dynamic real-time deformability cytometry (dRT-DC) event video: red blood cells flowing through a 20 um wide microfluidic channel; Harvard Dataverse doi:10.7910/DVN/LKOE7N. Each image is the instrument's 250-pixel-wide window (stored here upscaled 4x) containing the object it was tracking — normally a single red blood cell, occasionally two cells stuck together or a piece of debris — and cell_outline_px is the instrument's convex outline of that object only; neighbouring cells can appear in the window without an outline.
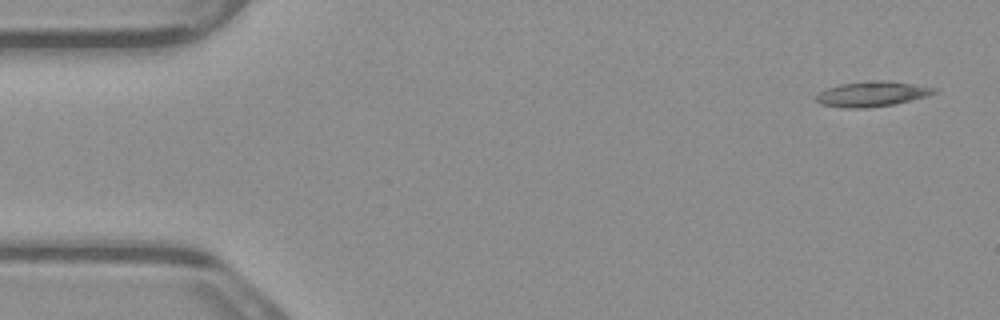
{"species": "common noctule bat (a hibernating species)", "species_latin": "Nyctalus noctula", "temperature_condition": "warm", "stored_images_in_passage": 5, "camera_frame_rate_fps": 3000, "um_per_image_px": 0.085, "animal": {"sex": "male", "body_mass_g": 23.1, "forearm_length_mm": 52.7}, "frame": {"image": 1, "passage_image": 1, "time_ms": 0.0, "image_size_px": [1000, 320], "cell_outline_px": [[936, 92], [912, 100], [896, 104], [868, 108], [844, 108], [820, 104], [812, 96], [828, 88], [840, 84], [876, 80], [888, 80], [936, 88]], "centroid_in_image_um": [74.07, 8.0], "position_along_channel_um": 10.9, "area_um2": 17.28}}
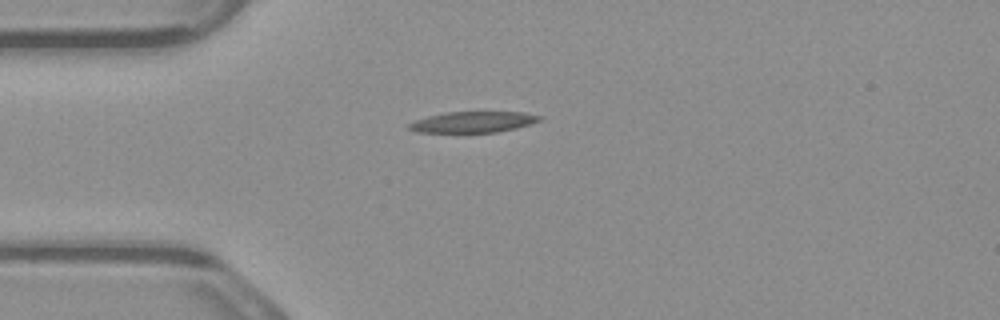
{"frame": {"image": 2, "passage_image": 4, "time_ms": 1.0, "image_size_px": [1000, 320], "cell_outline_px": [[544, 120], [532, 124], [516, 128], [496, 132], [416, 132], [408, 128], [408, 124], [416, 120], [428, 116], [444, 112], [524, 112], [544, 116]], "centroid_in_image_um": [40.29, 10.36], "position_along_channel_um": 44.7, "area_um2": 16.07}}